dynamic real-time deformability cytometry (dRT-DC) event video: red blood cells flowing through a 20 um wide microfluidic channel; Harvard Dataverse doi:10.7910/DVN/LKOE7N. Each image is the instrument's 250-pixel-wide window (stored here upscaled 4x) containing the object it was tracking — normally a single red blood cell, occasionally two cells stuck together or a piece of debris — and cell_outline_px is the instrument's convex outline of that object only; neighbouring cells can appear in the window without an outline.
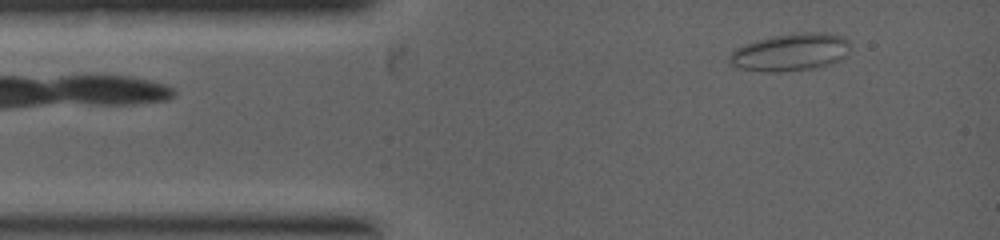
{"species": "common noctule bat (a hibernating species)", "species_latin": "Nyctalus noctula", "temperature_condition": "warm", "stored_images_in_passage": 4, "camera_frame_rate_fps": 5000, "um_per_image_px": 0.085, "animal": {"sex": "female", "body_mass_g": 19.0, "forearm_length_mm": 53.3}, "frame": {"image": 1, "passage_image": 1, "time_ms": 0.0, "image_size_px": [1000, 240], "cell_outline_px": [[848, 44], [844, 56], [832, 64], [808, 68], [780, 72], [764, 72], [740, 68], [732, 64], [728, 60], [728, 56], [736, 48], [760, 40], [776, 36], [808, 32], [824, 32], [844, 36], [848, 40]], "centroid_in_image_um": [67.18, 4.44], "position_along_channel_um": 17.8, "area_um2": 25.72}}
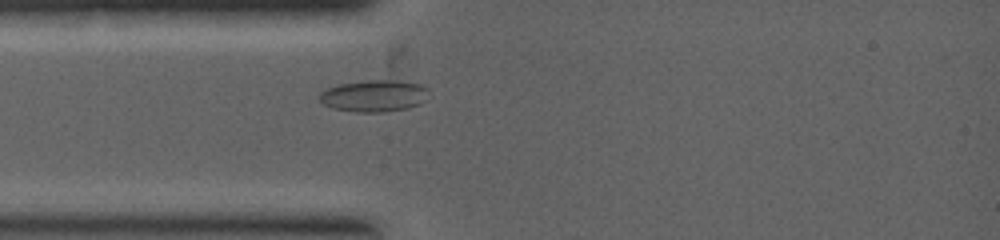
{"frame": {"image": 2, "passage_image": 3, "time_ms": 1.2, "image_size_px": [1000, 240], "cell_outline_px": [[428, 88], [424, 100], [420, 104], [408, 108], [384, 112], [356, 112], [332, 108], [324, 104], [316, 96], [320, 92], [328, 88], [340, 84], [384, 76], [388, 76], [420, 84]], "centroid_in_image_um": [31.81, 8.09], "position_along_channel_um": 53.2, "area_um2": 21.1}}